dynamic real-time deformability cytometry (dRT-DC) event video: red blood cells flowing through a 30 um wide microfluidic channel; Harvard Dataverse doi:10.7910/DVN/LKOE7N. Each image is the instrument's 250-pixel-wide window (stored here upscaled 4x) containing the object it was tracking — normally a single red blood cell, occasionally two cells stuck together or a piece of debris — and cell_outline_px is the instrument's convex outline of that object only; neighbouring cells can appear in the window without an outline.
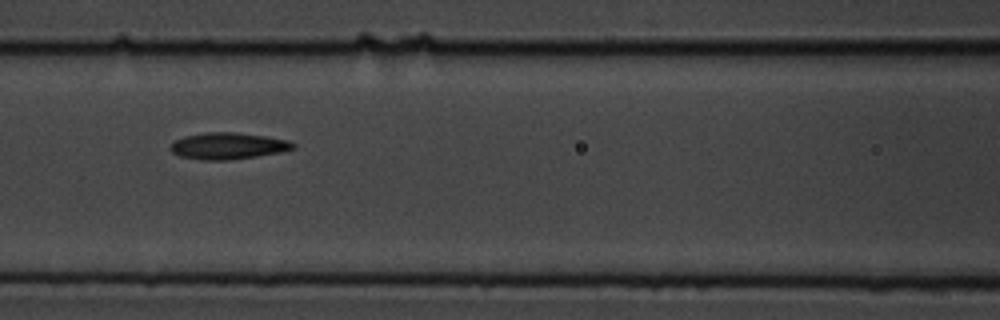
{"species": "common noctule bat (a hibernating species)", "species_latin": "Nyctalus noctula", "temperature_condition": "cold", "stored_images_in_passage": 15, "camera_frame_rate_fps": 3000, "um_per_image_px": 0.085, "animal": {"sex": "male", "body_mass_g": 19.5, "forearm_length_mm": 54.6}, "frame": {"image": 1, "passage_image": 7, "time_ms": 6.667, "image_size_px": [1000, 320], "cell_outline_px": [[296, 148], [280, 152], [256, 156], [228, 160], [200, 160], [180, 156], [172, 152], [168, 148], [176, 140], [184, 136], [204, 132], [232, 132], [264, 136], [288, 140], [296, 144]], "centroid_in_image_um": [19.36, 12.4], "position_along_channel_um": 147.2, "area_um2": 18.96}}
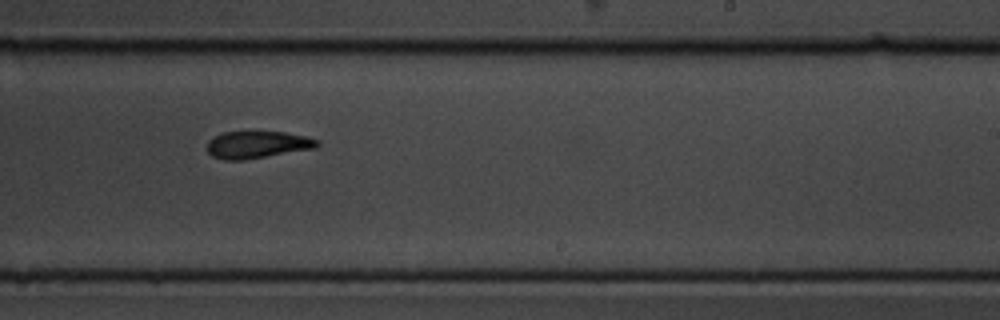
{"frame": {"image": 2, "passage_image": 10, "time_ms": 10.0, "image_size_px": [1000, 320], "cell_outline_px": [[320, 144], [316, 148], [244, 160], [224, 160], [212, 156], [208, 152], [208, 140], [224, 132], [284, 132], [304, 136], [320, 140]], "centroid_in_image_um": [21.89, 12.3], "position_along_channel_um": 267.1, "area_um2": 17.34}}
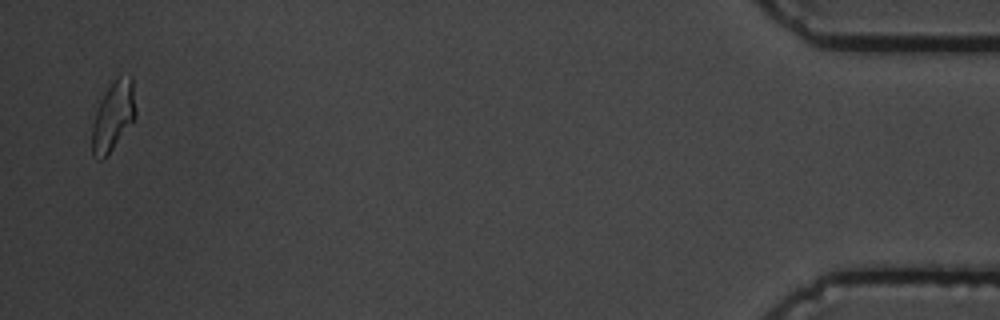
{"frame": {"image": 3, "passage_image": 15, "time_ms": 16.667, "image_size_px": [1000, 320], "cell_outline_px": [[136, 116], [104, 160], [100, 160], [92, 156], [92, 124], [96, 112], [108, 88], [116, 76], [132, 76], [136, 108]], "centroid_in_image_um": [9.63, 9.88], "position_along_channel_um": 425.6, "area_um2": 17.4}, "authors_computed_cell_mechanics": {"area_um2": 17.8602, "velocity_mm_per_s": 3.5991, "shape_relaxation_time_tau1_ms": null, "shape_relaxation_time_tau2_ms": 5.3656, "deformation_change_tau1": null, "deformation_change_tau2": 0.0956}}